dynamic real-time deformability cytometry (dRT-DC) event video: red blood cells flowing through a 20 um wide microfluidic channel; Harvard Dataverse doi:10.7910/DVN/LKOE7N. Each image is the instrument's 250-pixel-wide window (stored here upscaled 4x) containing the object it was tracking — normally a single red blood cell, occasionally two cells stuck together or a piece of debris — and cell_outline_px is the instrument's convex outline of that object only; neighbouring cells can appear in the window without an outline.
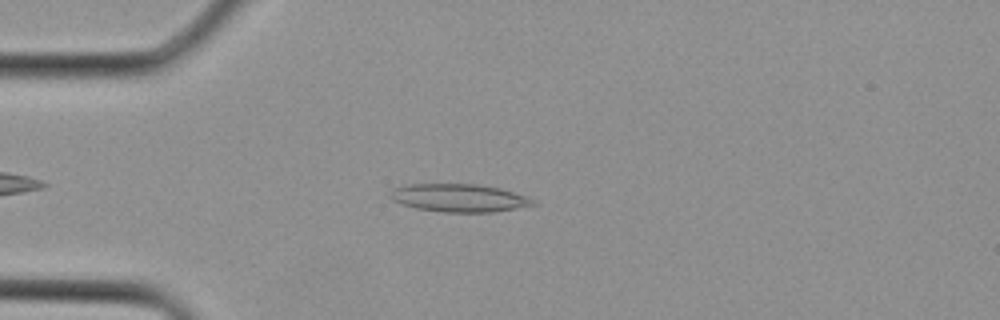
{"species": "Egyptian fruit bat (a non-hibernating species)", "species_latin": "Rousettus aegyptiacus", "temperature_condition": "cold", "stored_images_in_passage": 2, "camera_frame_rate_fps": 3000, "um_per_image_px": 0.085, "animal": {"sex": "female"}, "frame": {"image": 1, "passage_image": 2, "time_ms": 0.333, "image_size_px": [1000, 320], "cell_outline_px": [[540, 204], [496, 212], [444, 212], [416, 208], [392, 200], [388, 196], [388, 192], [392, 188], [404, 184], [476, 184], [500, 188], [528, 196]], "centroid_in_image_um": [39.03, 16.82], "position_along_channel_um": 46.0, "area_um2": 23.58}}